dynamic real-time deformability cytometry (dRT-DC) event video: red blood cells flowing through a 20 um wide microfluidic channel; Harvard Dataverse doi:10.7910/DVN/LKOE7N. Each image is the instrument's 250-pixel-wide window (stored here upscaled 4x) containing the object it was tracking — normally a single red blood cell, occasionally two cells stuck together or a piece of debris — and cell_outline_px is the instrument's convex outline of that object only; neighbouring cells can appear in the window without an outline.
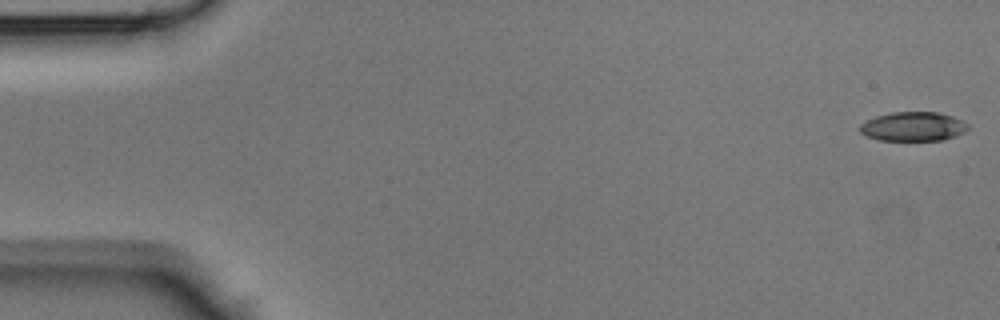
{"species": "Egyptian fruit bat (a non-hibernating species)", "species_latin": "Rousettus aegyptiacus", "temperature_condition": "room temperature", "stored_images_in_passage": 45, "camera_frame_rate_fps": 3000, "um_per_image_px": 0.085, "animal": {"sex": "male"}, "frame": {"image": 1, "passage_image": 1, "time_ms": 0.0, "image_size_px": [1000, 320], "cell_outline_px": [[968, 128], [964, 132], [956, 136], [940, 140], [876, 140], [864, 136], [860, 132], [860, 124], [876, 116], [892, 112], [940, 112], [952, 116], [968, 124]], "centroid_in_image_um": [77.59, 10.75], "position_along_channel_um": 7.4, "area_um2": 18.38}}
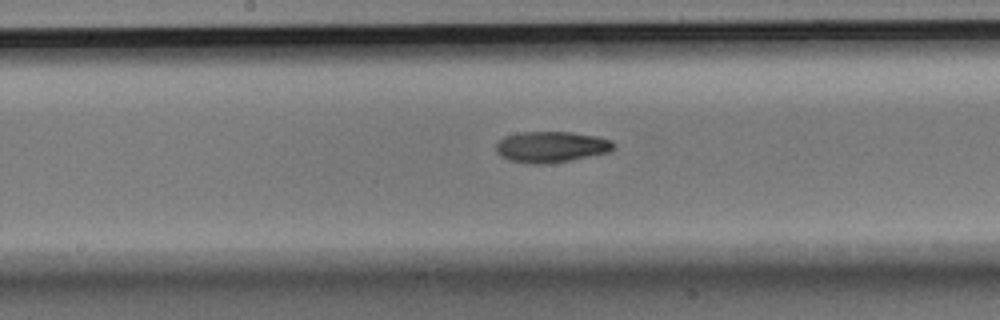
{"frame": {"image": 2, "passage_image": 23, "time_ms": 7.333, "image_size_px": [1000, 320], "cell_outline_px": [[616, 148], [608, 152], [568, 160], [544, 164], [532, 164], [508, 160], [500, 156], [496, 152], [496, 144], [504, 136], [520, 132], [572, 132], [596, 136], [612, 140], [616, 144]], "centroid_in_image_um": [46.84, 12.48], "position_along_channel_um": 201.4, "area_um2": 21.27}}
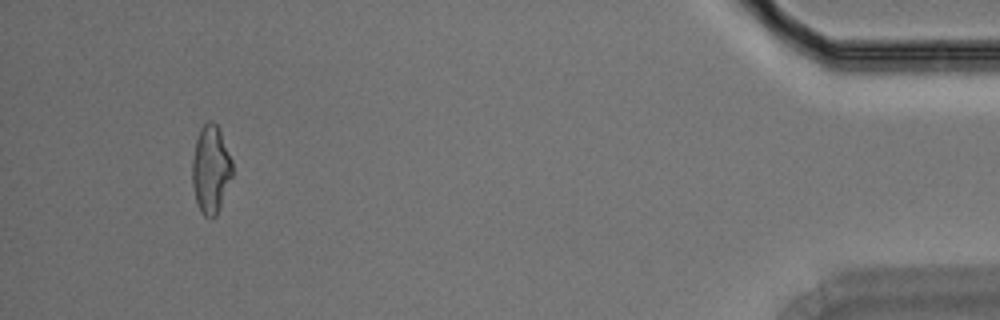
{"frame": {"image": 3, "passage_image": 42, "time_ms": 13.667, "image_size_px": [1000, 320], "cell_outline_px": [[232, 176], [216, 216], [212, 220], [204, 216], [200, 212], [196, 200], [192, 184], [192, 160], [196, 140], [200, 128], [208, 120], [212, 120], [216, 124], [220, 132], [232, 160]], "centroid_in_image_um": [17.9, 14.42], "position_along_channel_um": 417.3, "area_um2": 20.52}}